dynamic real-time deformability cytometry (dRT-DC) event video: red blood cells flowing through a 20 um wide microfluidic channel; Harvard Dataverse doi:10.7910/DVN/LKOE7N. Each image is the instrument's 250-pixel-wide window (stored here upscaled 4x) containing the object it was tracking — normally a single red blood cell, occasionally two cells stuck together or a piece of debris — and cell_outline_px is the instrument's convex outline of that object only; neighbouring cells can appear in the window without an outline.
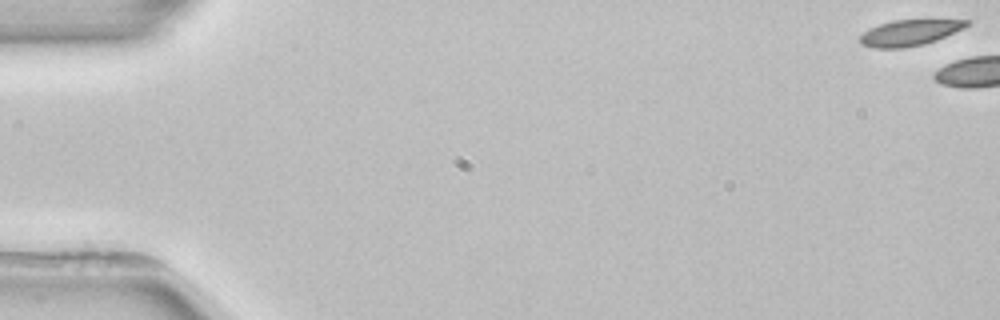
{"species": "common noctule bat (a hibernating species)", "species_latin": "Nyctalus noctula", "temperature_condition": "room temperature", "stored_images_in_passage": 4, "camera_frame_rate_fps": 3000, "um_per_image_px": 0.085, "animal": {"sex": "female", "body_mass_g": 22.7, "forearm_length_mm": 54.2}, "frame": {"image": 1, "passage_image": 1, "time_ms": 0.0, "image_size_px": [1000, 320], "cell_outline_px": [[972, 20], [964, 28], [936, 40], [924, 44], [904, 48], [872, 48], [860, 44], [860, 36], [864, 32], [880, 24], [892, 20]], "centroid_in_image_um": [77.31, 2.79], "position_along_channel_um": 7.7, "area_um2": 15.95}}